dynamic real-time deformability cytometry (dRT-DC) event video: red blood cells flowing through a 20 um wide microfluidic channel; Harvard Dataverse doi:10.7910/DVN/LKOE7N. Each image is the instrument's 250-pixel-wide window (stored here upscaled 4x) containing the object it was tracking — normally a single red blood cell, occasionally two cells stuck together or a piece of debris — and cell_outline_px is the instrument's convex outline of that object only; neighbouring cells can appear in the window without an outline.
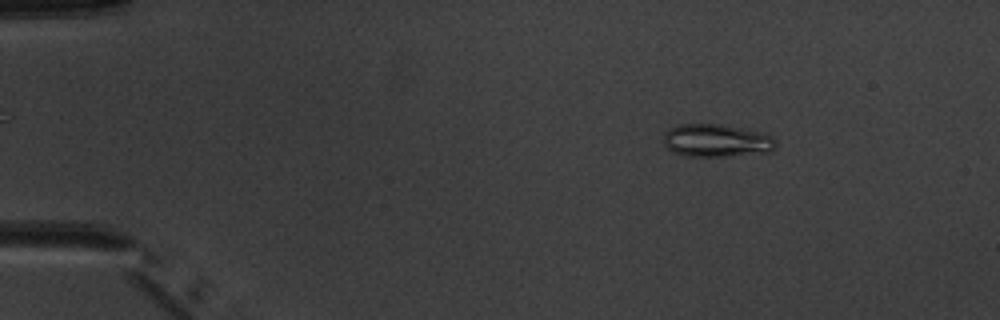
{"species": "common noctule bat (a hibernating species)", "species_latin": "Nyctalus noctula", "temperature_condition": "warm", "stored_images_in_passage": 7, "camera_frame_rate_fps": 3000, "um_per_image_px": 0.085, "animal": {"sex": "male", "body_mass_g": 20.1, "forearm_length_mm": 53.5}, "frame": {"image": 1, "passage_image": 2, "time_ms": 1.333, "image_size_px": [1000, 320], "cell_outline_px": [[776, 148], [772, 152], [724, 156], [684, 156], [672, 152], [664, 144], [664, 132], [668, 128], [676, 124], [720, 124], [764, 132], [772, 136], [776, 140]], "centroid_in_image_um": [60.91, 11.94], "position_along_channel_um": 24.1, "area_um2": 21.85}}
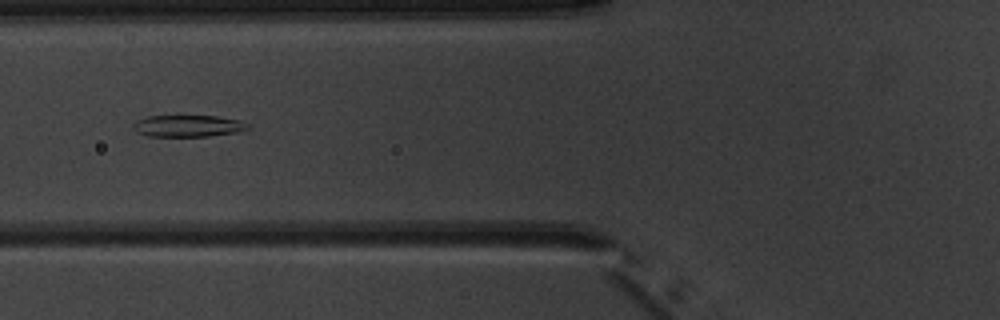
{"frame": {"image": 2, "passage_image": 5, "time_ms": 5.667, "image_size_px": [1000, 320], "cell_outline_px": [[252, 128], [236, 132], [208, 136], [148, 136], [136, 132], [132, 128], [132, 124], [136, 120], [148, 116], [216, 116], [240, 120], [248, 124]], "centroid_in_image_um": [15.96, 10.7], "position_along_channel_um": 109.8, "area_um2": 14.57}}
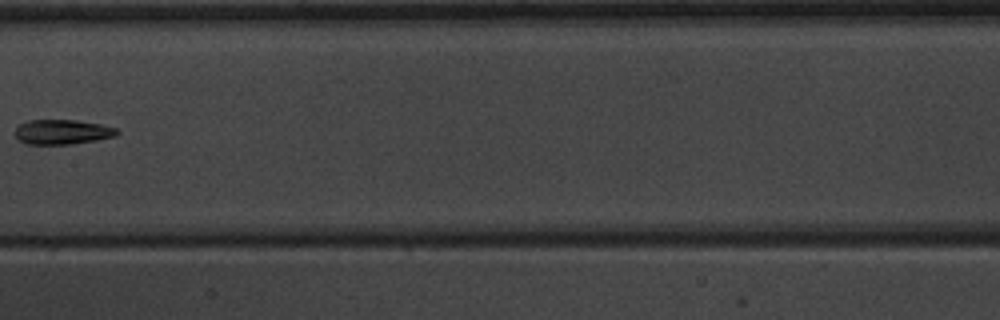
{"frame": {"image": 3, "passage_image": 7, "time_ms": 8.0, "image_size_px": [1000, 320], "cell_outline_px": [[120, 132], [116, 136], [96, 140], [72, 144], [24, 144], [16, 136], [16, 128], [20, 124], [28, 120], [76, 120], [100, 124], [116, 128]], "centroid_in_image_um": [5.31, 11.21], "position_along_channel_um": 202.1, "area_um2": 14.68}}